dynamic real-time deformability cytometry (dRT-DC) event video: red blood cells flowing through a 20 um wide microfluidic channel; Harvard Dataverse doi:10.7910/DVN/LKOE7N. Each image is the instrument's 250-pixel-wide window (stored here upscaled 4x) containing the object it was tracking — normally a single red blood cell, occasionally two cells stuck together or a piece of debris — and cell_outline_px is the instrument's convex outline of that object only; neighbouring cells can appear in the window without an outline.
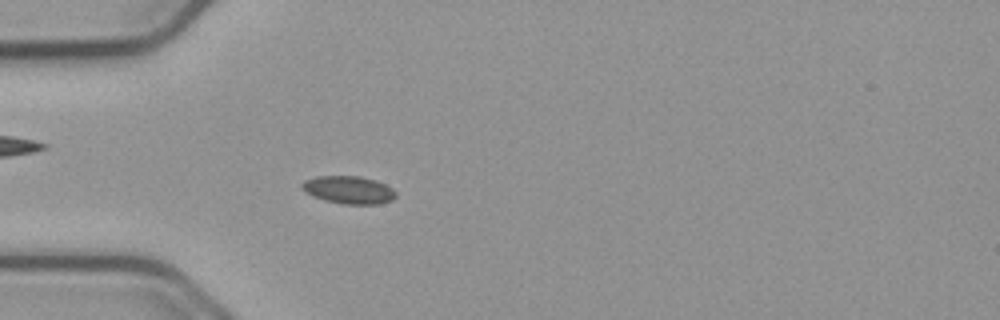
{"species": "common noctule bat (a hibernating species)", "species_latin": "Nyctalus noctula", "temperature_condition": "cold", "stored_images_in_passage": 55, "camera_frame_rate_fps": 3000, "um_per_image_px": 0.085, "animal": {"sex": "male", "body_mass_g": 23.1, "forearm_length_mm": 52.7}, "frame": {"image": 1, "passage_image": 16, "time_ms": 5.0, "image_size_px": [1000, 320], "cell_outline_px": [[396, 196], [392, 200], [380, 204], [344, 204], [324, 200], [312, 196], [304, 192], [300, 188], [300, 184], [304, 180], [316, 176], [360, 176], [376, 180], [392, 188], [396, 192]], "centroid_in_image_um": [29.6, 16.14], "position_along_channel_um": 55.4, "area_um2": 15.37}}
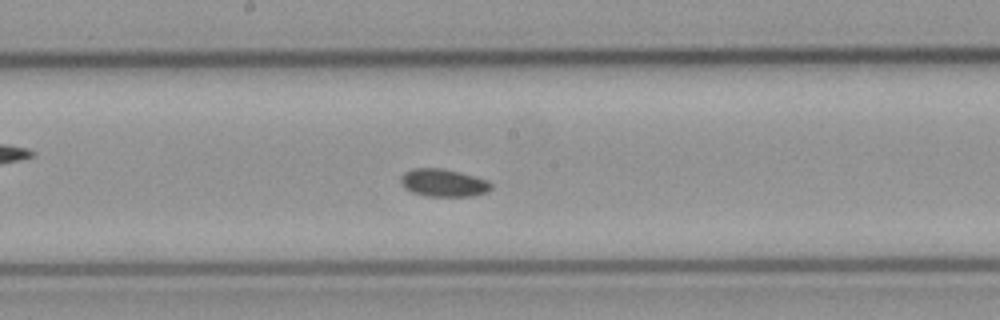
{"frame": {"image": 2, "passage_image": 29, "time_ms": 9.333, "image_size_px": [1000, 320], "cell_outline_px": [[492, 188], [488, 192], [472, 196], [428, 196], [412, 192], [404, 188], [400, 184], [400, 176], [404, 172], [412, 168], [444, 168], [460, 172], [488, 180], [492, 184]], "centroid_in_image_um": [37.68, 15.53], "position_along_channel_um": 210.5, "area_um2": 14.8}}
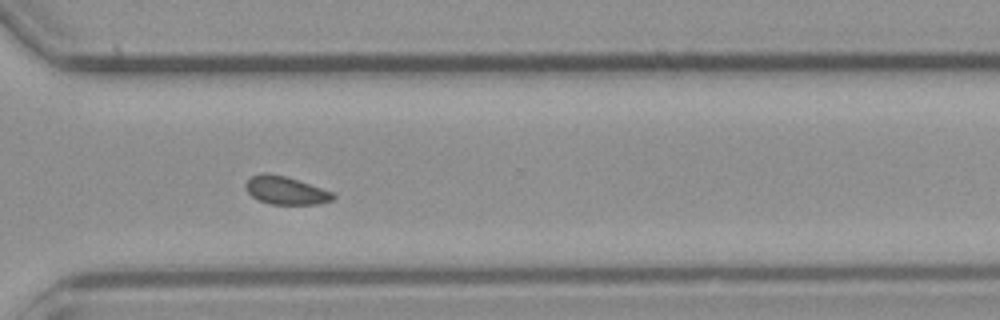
{"frame": {"image": 3, "passage_image": 40, "time_ms": 13.0, "image_size_px": [1000, 320], "cell_outline_px": [[336, 196], [332, 200], [320, 204], [268, 204], [252, 196], [244, 188], [244, 184], [252, 176], [264, 172], [284, 176], [332, 192]], "centroid_in_image_um": [24.25, 16.2], "position_along_channel_um": 346.3, "area_um2": 14.05}}